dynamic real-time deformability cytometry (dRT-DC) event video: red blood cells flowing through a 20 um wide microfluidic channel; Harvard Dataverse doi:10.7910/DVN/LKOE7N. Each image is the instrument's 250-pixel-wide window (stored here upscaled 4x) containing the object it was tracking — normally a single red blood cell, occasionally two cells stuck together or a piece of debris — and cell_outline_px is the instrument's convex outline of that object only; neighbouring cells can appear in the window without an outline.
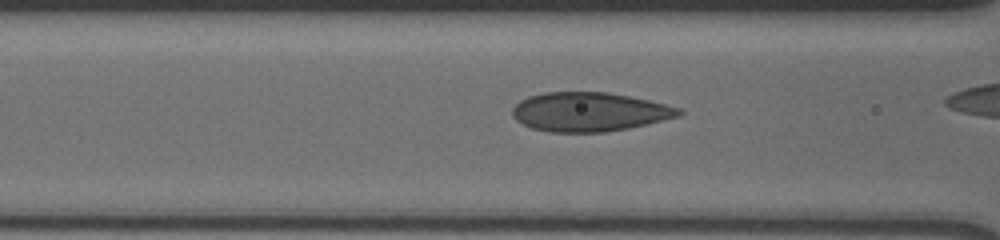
{"species": "human", "species_latin": "Homo sapiens", "temperature_condition": "cold", "stored_images_in_passage": 47, "camera_frame_rate_fps": 3000, "um_per_image_px": 0.085, "donor": {"sex": "male"}, "frame": {"image": 1, "passage_image": 25, "time_ms": 8.0, "image_size_px": [1000, 240], "cell_outline_px": [[684, 112], [680, 116], [628, 128], [604, 132], [548, 132], [532, 128], [516, 120], [512, 116], [512, 108], [520, 100], [528, 96], [544, 92], [608, 92], [648, 100], [680, 108]], "centroid_in_image_um": [50.07, 9.51], "position_along_channel_um": 116.5, "area_um2": 37.8}}
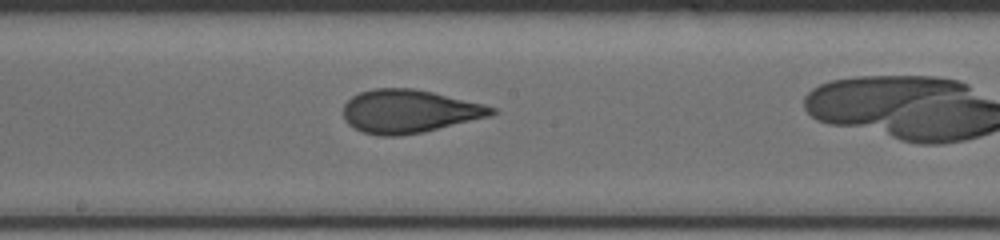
{"frame": {"image": 2, "passage_image": 33, "time_ms": 10.667, "image_size_px": [1000, 240], "cell_outline_px": [[496, 112], [492, 116], [424, 132], [400, 136], [380, 136], [364, 132], [348, 124], [344, 120], [344, 104], [352, 96], [360, 92], [372, 88], [412, 88], [432, 92], [484, 104], [496, 108]], "centroid_in_image_um": [34.78, 9.46], "position_along_channel_um": 213.4, "area_um2": 37.45}}
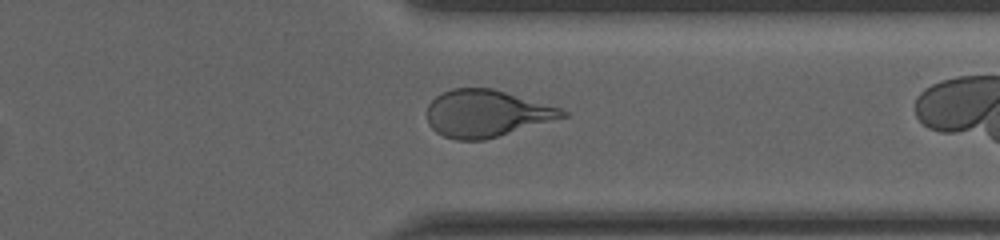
{"frame": {"image": 3, "passage_image": 46, "time_ms": 15.0, "image_size_px": [1000, 240], "cell_outline_px": [[568, 116], [484, 140], [456, 140], [444, 136], [436, 132], [428, 124], [428, 104], [436, 96], [452, 88], [492, 88], [560, 108], [568, 112]], "centroid_in_image_um": [41.32, 9.65], "position_along_channel_um": 370.1, "area_um2": 36.76}}